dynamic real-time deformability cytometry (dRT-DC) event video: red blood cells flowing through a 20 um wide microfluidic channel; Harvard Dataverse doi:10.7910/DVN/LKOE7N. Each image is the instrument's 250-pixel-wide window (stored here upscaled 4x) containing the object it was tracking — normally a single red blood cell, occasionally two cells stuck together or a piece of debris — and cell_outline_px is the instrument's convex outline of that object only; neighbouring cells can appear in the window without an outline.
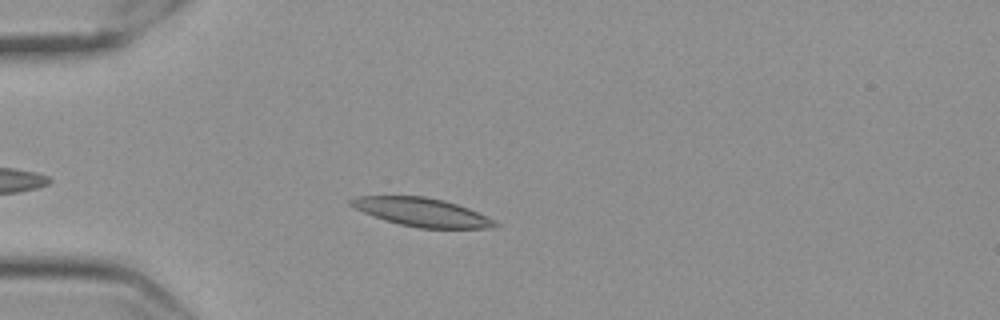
{"species": "Egyptian fruit bat (a non-hibernating species)", "species_latin": "Rousettus aegyptiacus", "temperature_condition": "cold", "stored_images_in_passage": 35, "camera_frame_rate_fps": 3000, "um_per_image_px": 0.085, "frame": {"image": 1, "passage_image": 6, "time_ms": 1.667, "image_size_px": [1000, 320], "cell_outline_px": [[500, 224], [496, 228], [420, 228], [400, 224], [384, 220], [364, 212], [348, 204], [348, 200], [356, 196], [424, 196], [444, 200], [468, 208], [496, 220]], "centroid_in_image_um": [35.88, 18.03], "position_along_channel_um": 49.1, "area_um2": 23.87}}
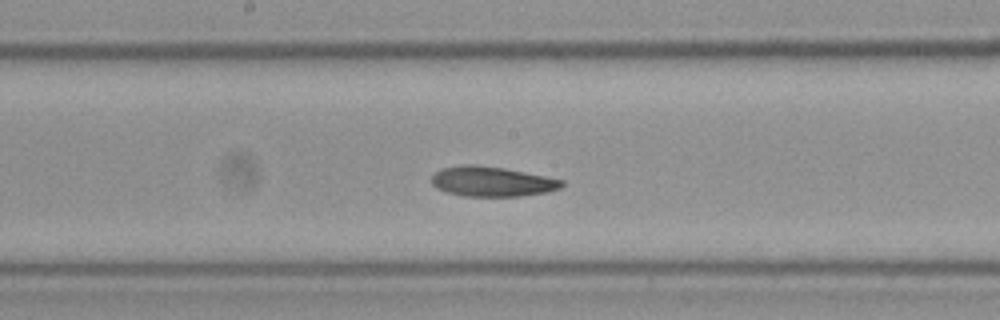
{"frame": {"image": 2, "passage_image": 21, "time_ms": 6.667, "image_size_px": [1000, 320], "cell_outline_px": [[564, 184], [560, 188], [548, 192], [520, 196], [464, 196], [448, 192], [436, 188], [432, 184], [432, 176], [440, 168], [464, 164], [476, 164], [504, 168], [564, 180]], "centroid_in_image_um": [41.8, 15.42], "position_along_channel_um": 206.4, "area_um2": 22.72}}
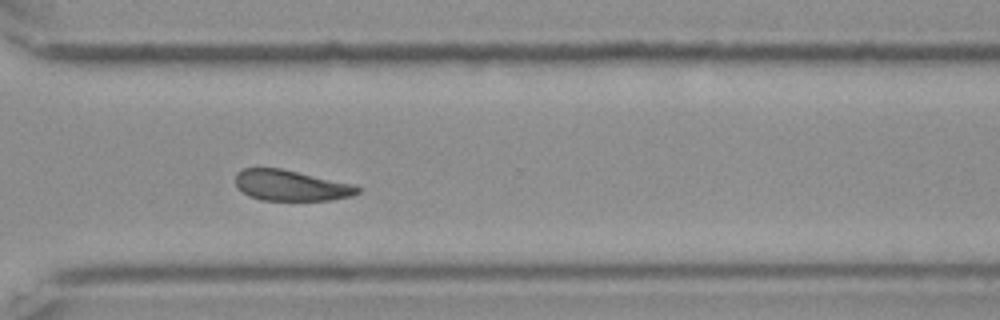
{"frame": {"image": 3, "passage_image": 33, "time_ms": 10.667, "image_size_px": [1000, 320], "cell_outline_px": [[360, 192], [352, 196], [332, 200], [260, 200], [248, 196], [236, 188], [236, 172], [244, 168], [280, 168], [356, 184], [360, 188]], "centroid_in_image_um": [24.74, 15.77], "position_along_channel_um": 345.9, "area_um2": 22.14}, "authors_computed_cell_mechanics": {"area_um2": 23.409, "velocity_mm_per_s": 3.4962, "shape_relaxation_time_tau1_ms": 6.6247, "shape_relaxation_time_tau2_ms": null, "deformation_change_tau1": 0.1222, "deformation_change_tau2": null}}